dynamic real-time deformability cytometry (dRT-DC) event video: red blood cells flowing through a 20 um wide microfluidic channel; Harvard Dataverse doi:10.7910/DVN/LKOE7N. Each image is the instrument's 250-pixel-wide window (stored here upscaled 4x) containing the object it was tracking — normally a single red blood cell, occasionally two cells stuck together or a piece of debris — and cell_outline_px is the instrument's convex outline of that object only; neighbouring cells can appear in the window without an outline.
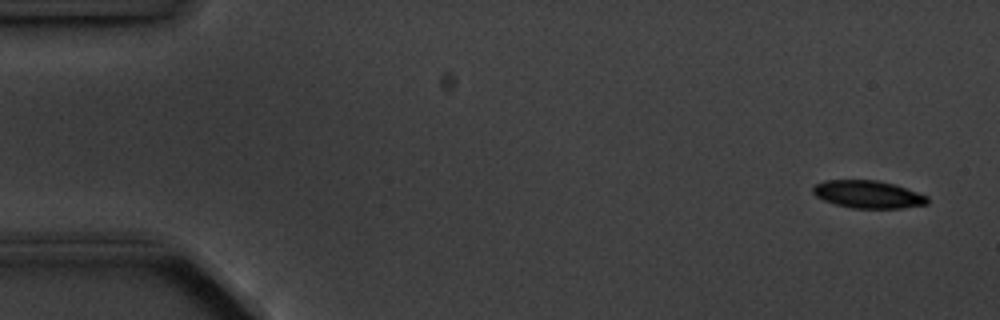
{"species": "common noctule bat (a hibernating species)", "species_latin": "Nyctalus noctula", "temperature_condition": "cold", "stored_images_in_passage": 4, "camera_frame_rate_fps": 3000, "um_per_image_px": 0.085, "animal": {"sex": "male", "body_mass_g": 20.1, "forearm_length_mm": 53.5}, "frame": {"image": 1, "passage_image": 1, "time_ms": 0.0, "image_size_px": [1000, 320], "cell_outline_px": [[928, 204], [904, 208], [852, 208], [836, 204], [824, 200], [816, 196], [812, 192], [812, 188], [816, 184], [824, 180], [876, 180], [892, 184], [928, 196]], "centroid_in_image_um": [73.77, 16.52], "position_along_channel_um": 11.2, "area_um2": 18.26}}
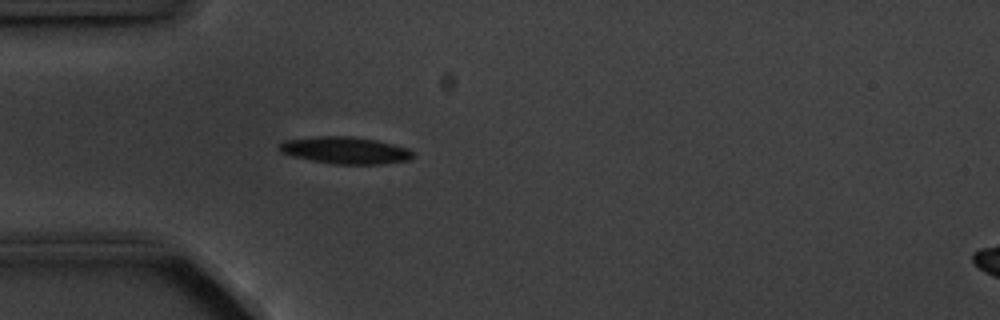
{"frame": {"image": 2, "passage_image": 4, "time_ms": 4.333, "image_size_px": [1000, 320], "cell_outline_px": [[416, 156], [408, 160], [380, 164], [336, 164], [312, 160], [292, 156], [280, 152], [280, 144], [284, 140], [316, 136], [348, 136], [376, 140], [408, 148], [416, 152]], "centroid_in_image_um": [29.39, 12.77], "position_along_channel_um": 55.6, "area_um2": 20.98}}